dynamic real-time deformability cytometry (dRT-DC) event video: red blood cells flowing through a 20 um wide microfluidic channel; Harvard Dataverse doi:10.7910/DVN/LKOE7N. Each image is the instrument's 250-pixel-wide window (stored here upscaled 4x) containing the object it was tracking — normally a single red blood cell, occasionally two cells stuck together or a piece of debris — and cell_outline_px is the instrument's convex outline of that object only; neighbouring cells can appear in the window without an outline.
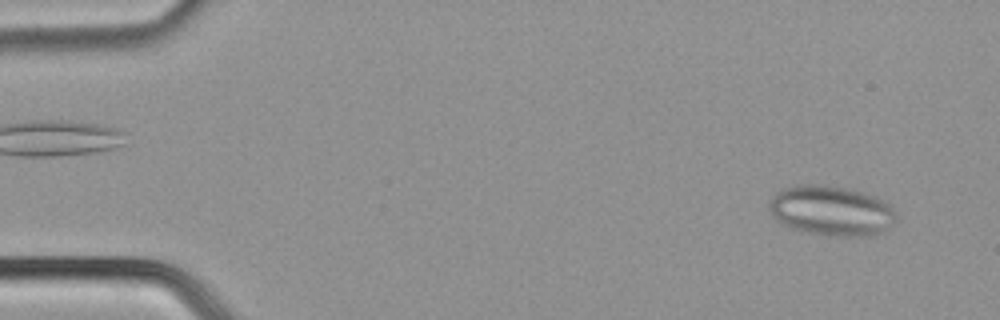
{"species": "common noctule bat (a hibernating species)", "species_latin": "Nyctalus noctula", "temperature_condition": "cold", "stored_images_in_passage": 50, "segment_of_instrument_passage": [1, 2], "camera_frame_rate_fps": 3000, "um_per_image_px": 0.085, "animal": {"sex": "male", "body_mass_g": 21.5, "forearm_length_mm": 52.0}, "frame": {"image": 1, "passage_image": 3, "time_ms": 0.667, "image_size_px": [1000, 320], "cell_outline_px": [[896, 220], [884, 232], [876, 236], [824, 236], [792, 228], [780, 224], [772, 216], [768, 204], [772, 196], [780, 188], [800, 184], [816, 184], [844, 188], [876, 196], [892, 204], [896, 216]], "centroid_in_image_um": [70.66, 17.92], "position_along_channel_um": 14.3, "area_um2": 37.57}}